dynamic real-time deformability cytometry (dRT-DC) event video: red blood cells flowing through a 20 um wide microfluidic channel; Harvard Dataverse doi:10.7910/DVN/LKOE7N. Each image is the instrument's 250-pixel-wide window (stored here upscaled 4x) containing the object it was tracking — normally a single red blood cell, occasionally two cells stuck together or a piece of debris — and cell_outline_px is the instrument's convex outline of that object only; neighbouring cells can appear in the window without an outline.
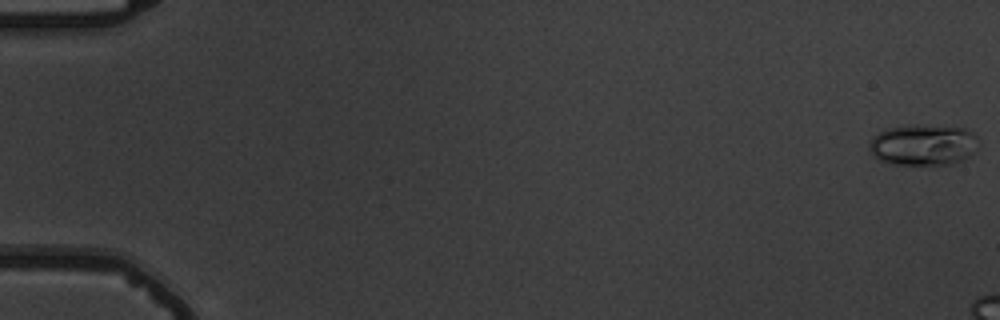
{"species": "common noctule bat (a hibernating species)", "species_latin": "Nyctalus noctula", "temperature_condition": "warm", "stored_images_in_passage": 4, "camera_frame_rate_fps": 3000, "um_per_image_px": 0.085, "animal": {"sex": "male", "body_mass_g": 19.5, "forearm_length_mm": 54.6}, "frame": {"image": 1, "passage_image": 1, "time_ms": 0.0, "image_size_px": [1000, 320], "cell_outline_px": [[980, 144], [964, 160], [956, 164], [892, 164], [880, 160], [868, 148], [868, 144], [872, 136], [888, 128], [964, 128], [972, 132], [976, 136]], "centroid_in_image_um": [78.49, 12.37], "position_along_channel_um": 6.5, "area_um2": 25.14}}